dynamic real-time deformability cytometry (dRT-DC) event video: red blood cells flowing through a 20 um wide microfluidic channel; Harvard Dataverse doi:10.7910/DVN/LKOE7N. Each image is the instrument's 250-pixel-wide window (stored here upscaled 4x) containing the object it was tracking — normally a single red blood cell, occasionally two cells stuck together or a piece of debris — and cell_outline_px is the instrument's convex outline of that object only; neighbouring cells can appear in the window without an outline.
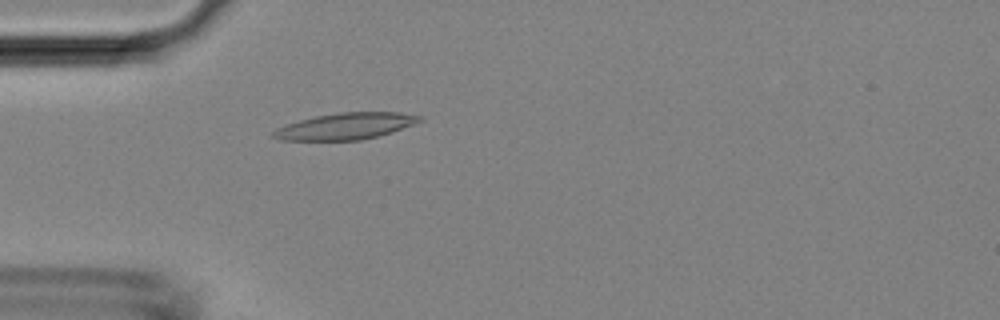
{"species": "Egyptian fruit bat (a non-hibernating species)", "species_latin": "Rousettus aegyptiacus", "temperature_condition": "room temperature", "stored_images_in_passage": 35, "camera_frame_rate_fps": 3000, "um_per_image_px": 0.085, "animal": {"sex": "female"}, "frame": {"image": 1, "passage_image": 14, "time_ms": 4.333, "image_size_px": [1000, 320], "cell_outline_px": [[424, 120], [416, 124], [392, 132], [360, 140], [280, 140], [272, 136], [272, 132], [276, 128], [300, 120], [316, 116], [340, 112], [400, 112], [424, 116]], "centroid_in_image_um": [29.44, 10.72], "position_along_channel_um": 55.6, "area_um2": 22.6}}
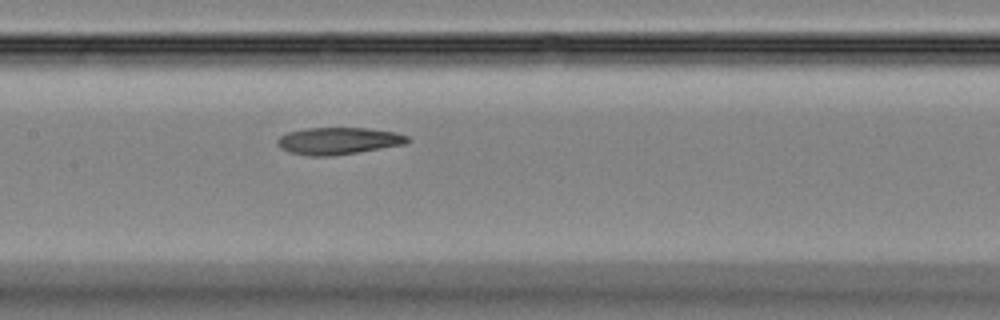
{"frame": {"image": 2, "passage_image": 23, "time_ms": 7.333, "image_size_px": [1000, 320], "cell_outline_px": [[412, 140], [408, 144], [332, 156], [308, 156], [288, 152], [280, 148], [276, 144], [276, 140], [280, 136], [288, 132], [308, 128], [368, 128], [396, 132], [408, 136]], "centroid_in_image_um": [28.78, 11.98], "position_along_channel_um": 178.6, "area_um2": 20.75}}
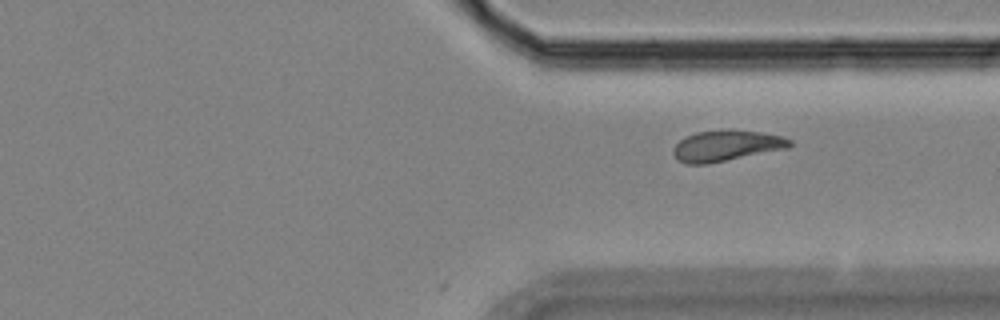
{"frame": {"image": 3, "passage_image": 35, "time_ms": 11.333, "image_size_px": [1000, 320], "cell_outline_px": [[792, 144], [788, 148], [708, 164], [684, 164], [676, 160], [672, 152], [672, 148], [684, 136], [696, 132], [728, 128], [760, 132], [784, 136], [792, 140]], "centroid_in_image_um": [61.71, 12.37], "position_along_channel_um": 349.7, "area_um2": 21.44}}